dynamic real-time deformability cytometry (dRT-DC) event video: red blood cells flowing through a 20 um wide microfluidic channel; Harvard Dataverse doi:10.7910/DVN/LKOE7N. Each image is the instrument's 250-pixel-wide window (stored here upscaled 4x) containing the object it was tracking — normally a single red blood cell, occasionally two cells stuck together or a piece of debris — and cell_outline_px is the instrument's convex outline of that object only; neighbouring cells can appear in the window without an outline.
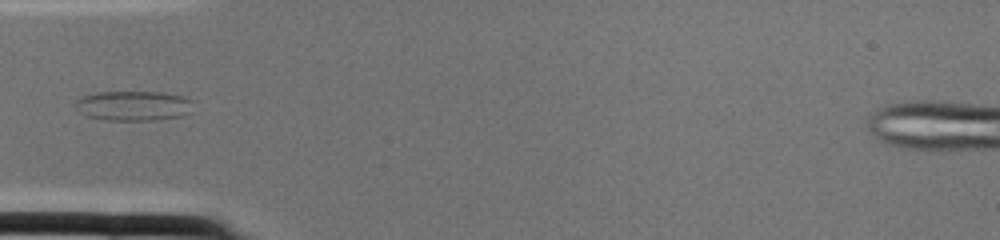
{"species": "common noctule bat (a hibernating species)", "species_latin": "Nyctalus noctula", "temperature_condition": "cold", "stored_images_in_passage": 1, "camera_frame_rate_fps": 3000, "um_per_image_px": 0.085, "animal": {"sex": "female", "body_mass_g": 22.0, "forearm_length_mm": 56.7}, "frame": {"image": 1, "passage_image": 1, "time_ms": 0.0, "image_size_px": [1000, 240], "cell_outline_px": [[196, 100], [180, 116], [152, 120], [104, 120], [88, 116], [80, 112], [76, 104], [76, 100], [84, 96], [96, 92], [160, 92], [184, 96]], "centroid_in_image_um": [11.33, 8.97], "position_along_channel_um": 73.7, "area_um2": 20.17}}